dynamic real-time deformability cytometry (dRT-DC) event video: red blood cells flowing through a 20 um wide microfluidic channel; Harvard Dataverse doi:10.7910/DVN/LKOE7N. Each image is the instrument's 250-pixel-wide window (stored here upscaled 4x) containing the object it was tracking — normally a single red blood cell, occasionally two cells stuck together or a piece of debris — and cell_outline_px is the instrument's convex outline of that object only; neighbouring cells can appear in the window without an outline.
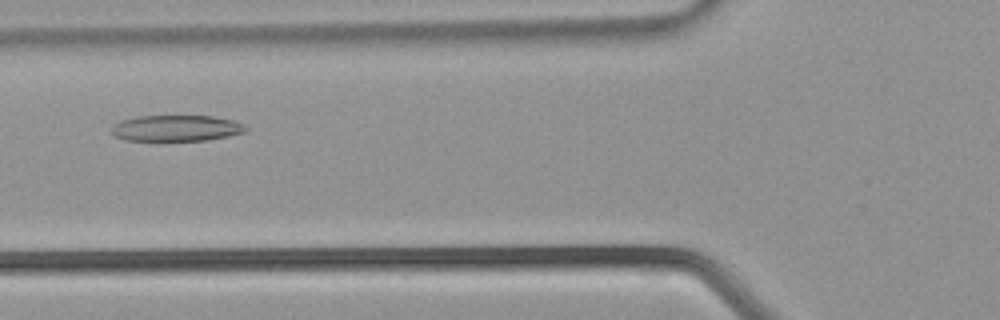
{"species": "common noctule bat (a hibernating species)", "species_latin": "Nyctalus noctula", "temperature_condition": "warm", "stored_images_in_passage": 28, "camera_frame_rate_fps": 3000, "um_per_image_px": 0.085, "animal": {"sex": "male", "body_mass_g": 21.5, "forearm_length_mm": 52.0}, "frame": {"image": 1, "passage_image": 4, "time_ms": 1.0, "image_size_px": [1000, 320], "cell_outline_px": [[248, 128], [244, 132], [228, 136], [208, 140], [124, 140], [116, 136], [112, 132], [112, 124], [120, 120], [140, 116], [212, 116], [232, 120], [244, 124]], "centroid_in_image_um": [14.98, 10.89], "position_along_channel_um": 110.8, "area_um2": 20.29}}
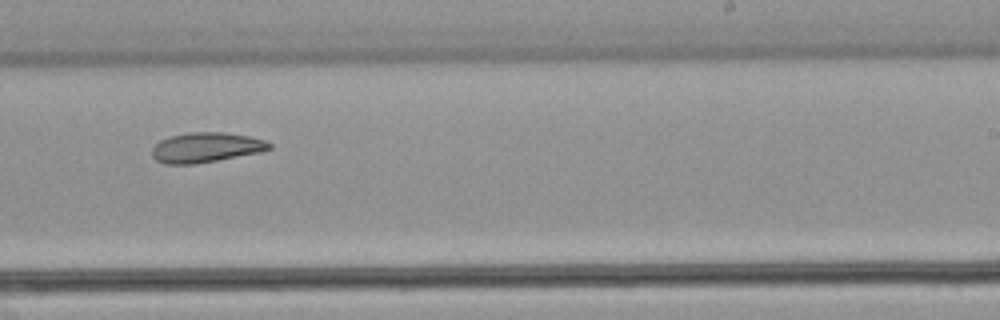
{"frame": {"image": 2, "passage_image": 13, "time_ms": 4.0, "image_size_px": [1000, 320], "cell_outline_px": [[272, 148], [260, 152], [216, 160], [192, 164], [164, 164], [156, 160], [152, 156], [152, 148], [160, 140], [172, 136], [188, 132], [224, 132], [248, 136], [264, 140], [272, 144]], "centroid_in_image_um": [17.49, 12.53], "position_along_channel_um": 271.5, "area_um2": 20.29}}
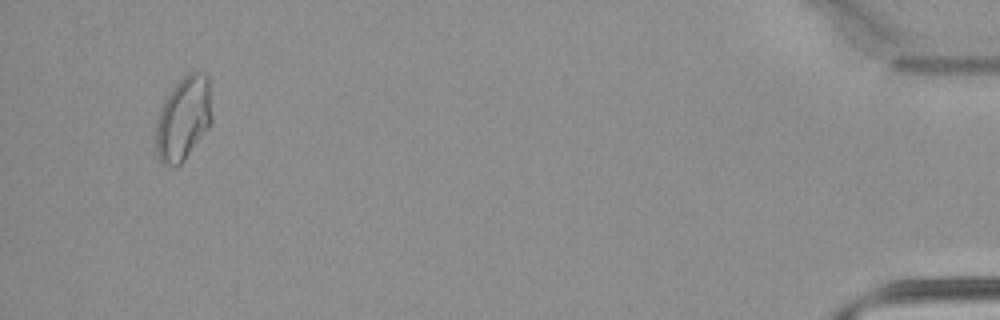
{"frame": {"image": 3, "passage_image": 26, "time_ms": 8.333, "image_size_px": [1000, 320], "cell_outline_px": [[212, 120], [208, 128], [184, 160], [180, 164], [164, 164], [160, 160], [156, 152], [156, 120], [160, 108], [164, 100], [172, 88], [184, 76], [192, 72], [204, 72], [208, 76]], "centroid_in_image_um": [15.58, 10.05], "position_along_channel_um": 419.6, "area_um2": 27.05}}